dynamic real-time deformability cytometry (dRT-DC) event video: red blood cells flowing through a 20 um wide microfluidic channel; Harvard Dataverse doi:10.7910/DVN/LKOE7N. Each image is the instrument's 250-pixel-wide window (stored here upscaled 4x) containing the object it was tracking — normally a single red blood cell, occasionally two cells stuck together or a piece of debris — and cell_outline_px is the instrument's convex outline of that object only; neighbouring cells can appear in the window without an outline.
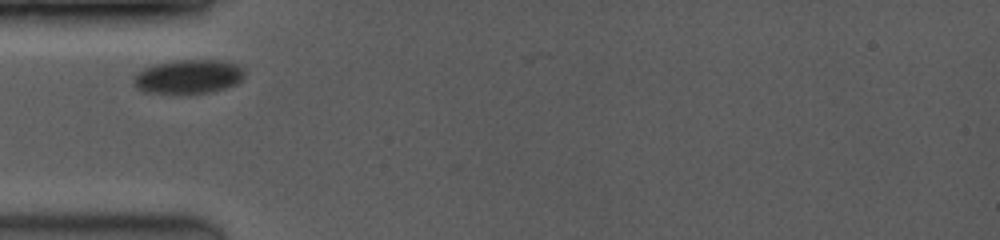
{"species": "common noctule bat (a hibernating species)", "species_latin": "Nyctalus noctula", "temperature_condition": "room temperature", "stored_images_in_passage": 15, "camera_frame_rate_fps": 3500, "um_per_image_px": 0.085, "animal": {"sex": "female", "body_mass_g": 19.0, "forearm_length_mm": 53.3}, "frame": {"image": 1, "passage_image": 1, "time_ms": 0.0, "image_size_px": [1000, 240], "cell_outline_px": [[244, 76], [236, 84], [224, 88], [208, 92], [144, 92], [136, 88], [132, 84], [132, 76], [136, 72], [152, 64], [176, 60], [224, 60], [240, 64], [244, 68]], "centroid_in_image_um": [15.99, 6.48], "position_along_channel_um": 69.0, "area_um2": 22.08}}
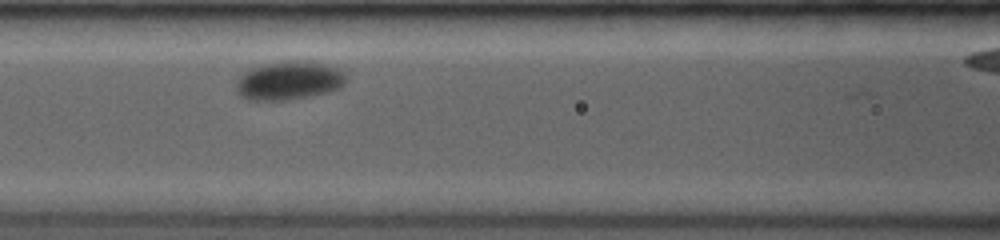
{"frame": {"image": 2, "passage_image": 4, "time_ms": 2.0, "image_size_px": [1000, 240], "cell_outline_px": [[344, 84], [340, 88], [328, 92], [308, 96], [284, 100], [248, 100], [240, 96], [236, 88], [236, 80], [244, 72], [260, 64], [284, 60], [292, 60], [328, 64], [344, 72]], "centroid_in_image_um": [24.52, 6.84], "position_along_channel_um": 142.1, "area_um2": 24.74}}
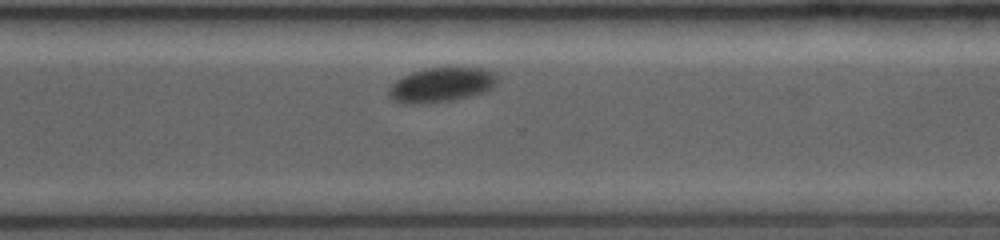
{"frame": {"image": 3, "passage_image": 14, "time_ms": 7.143, "image_size_px": [1000, 240], "cell_outline_px": [[500, 80], [492, 88], [484, 92], [452, 100], [428, 104], [404, 104], [392, 100], [388, 96], [388, 88], [396, 80], [412, 72], [424, 68], [484, 68], [496, 72], [500, 76]], "centroid_in_image_um": [37.53, 7.22], "position_along_channel_um": 333.1, "area_um2": 22.25}}